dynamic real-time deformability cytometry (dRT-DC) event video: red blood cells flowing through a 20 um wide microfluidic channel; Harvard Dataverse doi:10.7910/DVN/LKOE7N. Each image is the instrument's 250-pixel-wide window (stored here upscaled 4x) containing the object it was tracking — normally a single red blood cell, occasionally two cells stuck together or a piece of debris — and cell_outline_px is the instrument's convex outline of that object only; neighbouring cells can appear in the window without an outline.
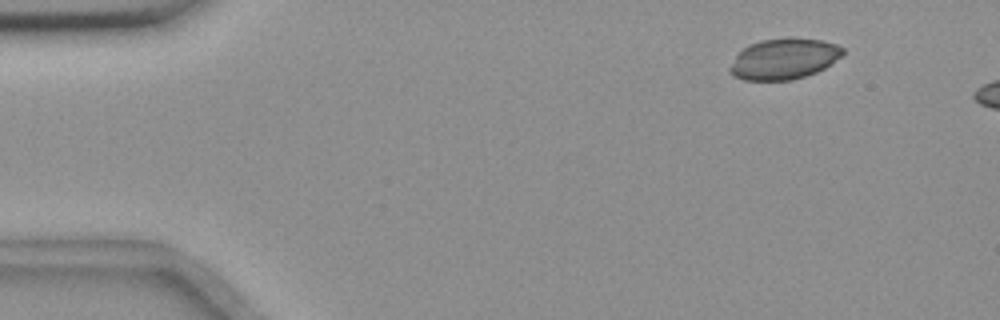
{"species": "common noctule bat (a hibernating species)", "species_latin": "Nyctalus noctula", "temperature_condition": "room temperature", "stored_images_in_passage": 3, "camera_frame_rate_fps": 3000, "um_per_image_px": 0.085, "animal": {"sex": "female", "body_mass_g": 18.4}, "frame": {"image": 1, "passage_image": 1, "time_ms": 0.0, "image_size_px": [1000, 320], "cell_outline_px": [[844, 52], [840, 56], [824, 68], [816, 72], [792, 80], [744, 80], [732, 76], [728, 72], [728, 68], [736, 56], [748, 44], [760, 40], [788, 36], [792, 36], [820, 40], [836, 44], [844, 48]], "centroid_in_image_um": [66.6, 4.98], "position_along_channel_um": 18.4, "area_um2": 27.11}}